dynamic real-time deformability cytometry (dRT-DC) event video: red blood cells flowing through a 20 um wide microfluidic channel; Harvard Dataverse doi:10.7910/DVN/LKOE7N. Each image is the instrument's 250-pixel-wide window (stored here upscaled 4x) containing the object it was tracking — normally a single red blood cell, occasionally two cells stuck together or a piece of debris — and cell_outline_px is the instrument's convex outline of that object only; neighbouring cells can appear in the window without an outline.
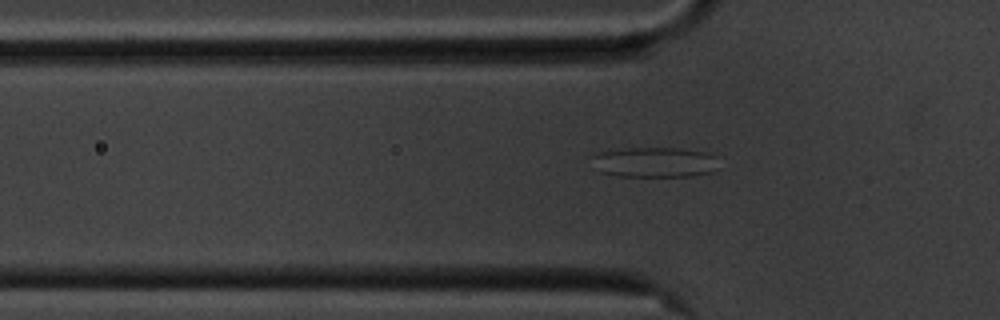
{"species": "common noctule bat (a hibernating species)", "species_latin": "Nyctalus noctula", "temperature_condition": "cold", "stored_images_in_passage": 45, "camera_frame_rate_fps": 3000, "um_per_image_px": 0.085, "animal": {"sex": "male", "body_mass_g": 20.1, "forearm_length_mm": 53.5}, "frame": {"image": 1, "passage_image": 6, "time_ms": 1.667, "image_size_px": [1000, 320], "cell_outline_px": [[716, 156], [712, 172], [692, 176], [616, 176], [600, 172], [588, 156], [596, 152], [616, 148], [676, 148], [704, 152]], "centroid_in_image_um": [55.51, 13.78], "position_along_channel_um": 70.3, "area_um2": 22.43}}
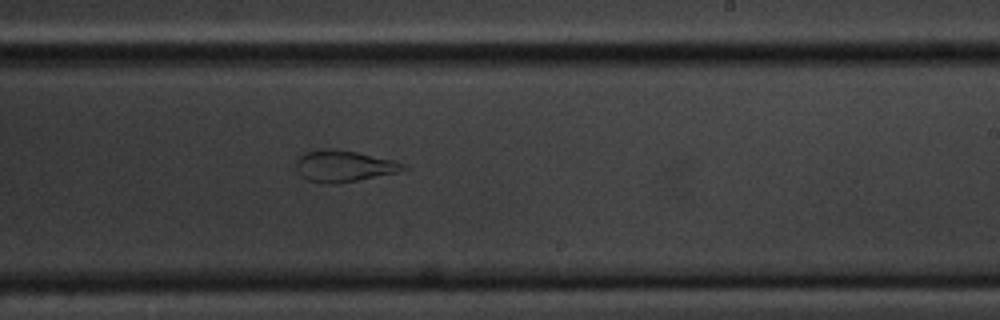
{"frame": {"image": 2, "passage_image": 22, "time_ms": 7.0, "image_size_px": [1000, 320], "cell_outline_px": [[408, 168], [396, 172], [356, 180], [332, 184], [324, 184], [308, 180], [300, 176], [296, 168], [296, 160], [304, 152], [324, 148], [336, 148], [396, 160], [408, 164]], "centroid_in_image_um": [29.21, 14.1], "position_along_channel_um": 259.8, "area_um2": 19.77}}
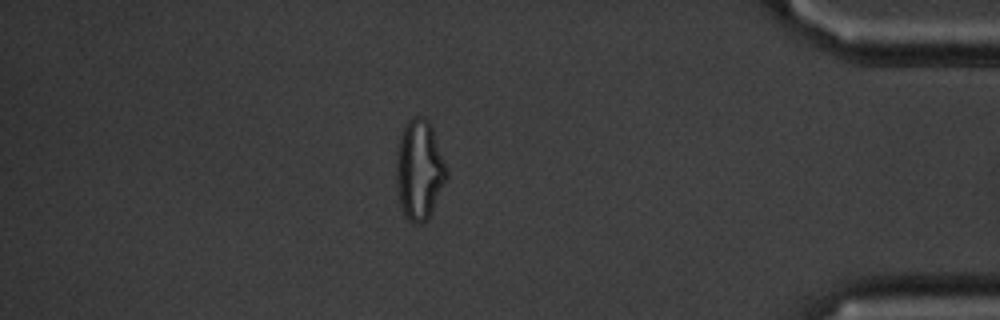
{"frame": {"image": 3, "passage_image": 37, "time_ms": 12.0, "image_size_px": [1000, 320], "cell_outline_px": [[448, 176], [428, 220], [424, 224], [416, 224], [408, 220], [404, 216], [396, 184], [396, 156], [400, 136], [408, 120], [412, 116], [424, 116], [432, 124], [448, 168]], "centroid_in_image_um": [35.67, 14.42], "position_along_channel_um": 399.5, "area_um2": 29.77}, "authors_computed_cell_mechanics": {"area_um2": 23.12, "velocity_mm_per_s": 3.5418, "shape_relaxation_time_tau1_ms": null, "shape_relaxation_time_tau2_ms": 1.6383, "deformation_change_tau1": null, "deformation_change_tau2": 0.0902}}